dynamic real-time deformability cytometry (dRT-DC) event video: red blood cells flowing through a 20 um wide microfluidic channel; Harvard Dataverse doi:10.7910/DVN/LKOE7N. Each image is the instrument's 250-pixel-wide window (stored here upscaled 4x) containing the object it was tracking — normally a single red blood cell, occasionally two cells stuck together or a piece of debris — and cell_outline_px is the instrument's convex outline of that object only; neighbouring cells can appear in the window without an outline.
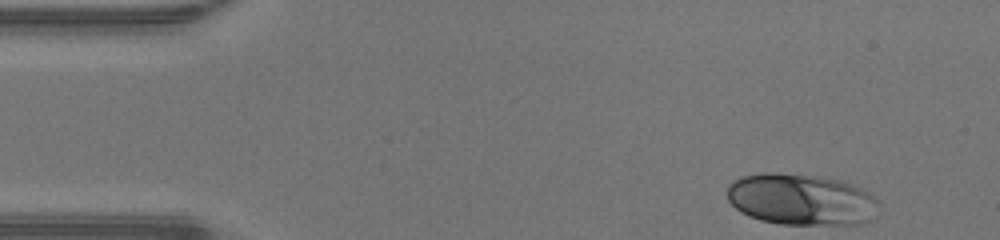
{"species": "human", "species_latin": "Homo sapiens", "temperature_condition": "warm", "stored_images_in_passage": 37, "camera_frame_rate_fps": 3000, "um_per_image_px": 0.085, "donor": {"sex": "male"}, "frame": {"image": 1, "passage_image": 1, "time_ms": 0.0, "image_size_px": [1000, 240], "cell_outline_px": [[880, 204], [872, 220], [864, 224], [780, 224], [760, 220], [748, 216], [740, 212], [728, 200], [728, 184], [732, 180], [740, 176], [764, 172], [776, 172], [820, 176], [852, 184], [876, 196], [880, 200]], "centroid_in_image_um": [68.11, 16.95], "position_along_channel_um": 16.9, "area_um2": 46.01}}
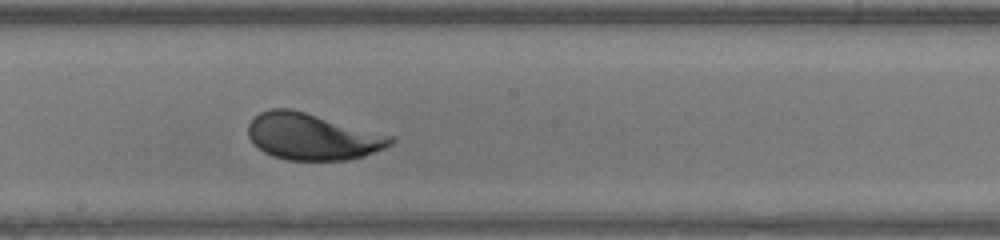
{"frame": {"image": 2, "passage_image": 22, "time_ms": 7.0, "image_size_px": [1000, 240], "cell_outline_px": [[396, 140], [392, 144], [384, 148], [364, 156], [344, 160], [288, 160], [272, 156], [264, 152], [252, 144], [248, 136], [248, 124], [260, 112], [272, 108], [288, 108], [304, 112], [392, 136]], "centroid_in_image_um": [26.51, 11.62], "position_along_channel_um": 221.7, "area_um2": 38.32}}
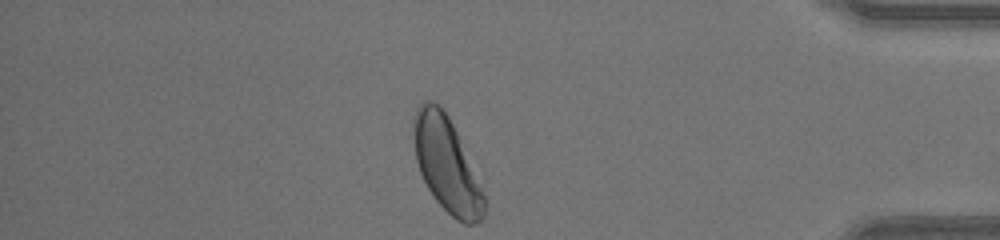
{"frame": {"image": 3, "passage_image": 37, "time_ms": 12.0, "image_size_px": [1000, 240], "cell_outline_px": [[484, 216], [476, 224], [464, 224], [456, 220], [432, 196], [420, 172], [416, 160], [412, 128], [412, 120], [420, 104], [424, 100], [428, 100], [436, 104], [448, 116], [460, 140], [484, 196]], "centroid_in_image_um": [37.92, 14.0], "position_along_channel_um": 397.3, "area_um2": 37.97}, "authors_computed_cell_mechanics": {"area_um2": 38.9572, "velocity_mm_per_s": 4.2949, "shape_relaxation_time_tau1_ms": 2.4986, "shape_relaxation_time_tau2_ms": null, "deformation_change_tau1": 0.1459, "deformation_change_tau2": null}}